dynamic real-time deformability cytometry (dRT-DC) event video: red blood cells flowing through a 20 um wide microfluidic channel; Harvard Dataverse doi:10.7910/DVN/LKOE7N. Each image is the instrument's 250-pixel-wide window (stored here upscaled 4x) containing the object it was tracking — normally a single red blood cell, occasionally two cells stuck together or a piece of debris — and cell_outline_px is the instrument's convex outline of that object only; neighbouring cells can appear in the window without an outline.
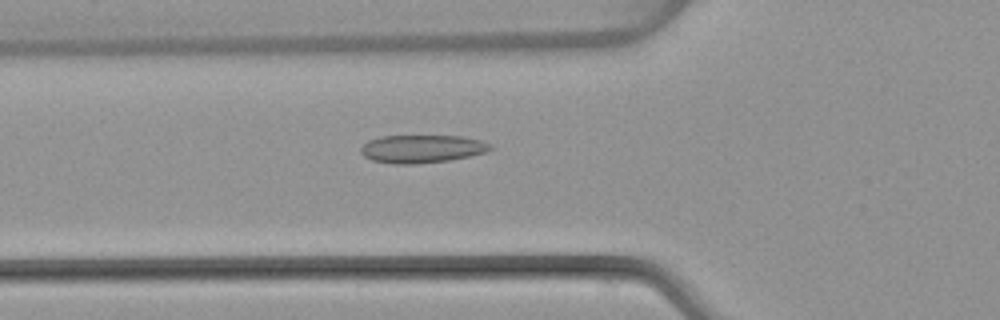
{"species": "common noctule bat (a hibernating species)", "species_latin": "Nyctalus noctula", "temperature_condition": "warm", "stored_images_in_passage": 46, "camera_frame_rate_fps": 3000, "um_per_image_px": 0.085, "animal": {"sex": "female", "body_mass_g": 22.7, "forearm_length_mm": 54.2}, "frame": {"image": 1, "passage_image": 18, "time_ms": 5.667, "image_size_px": [1000, 320], "cell_outline_px": [[496, 148], [488, 152], [448, 160], [416, 164], [392, 164], [372, 160], [364, 156], [360, 152], [360, 148], [368, 140], [380, 136], [460, 136], [480, 140], [492, 144]], "centroid_in_image_um": [35.88, 12.65], "position_along_channel_um": 89.9, "area_um2": 21.27}}
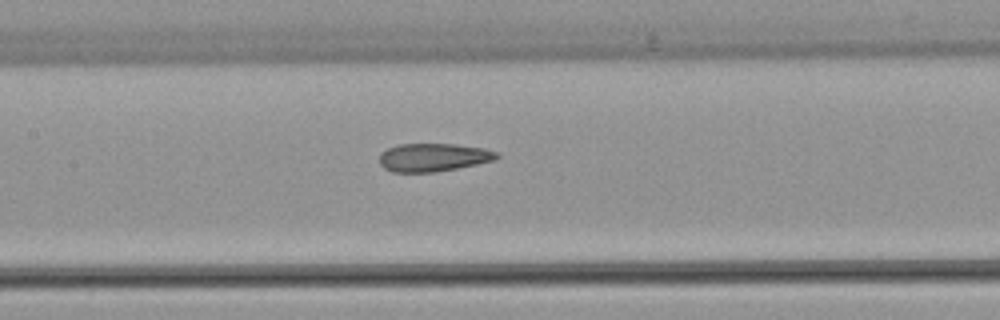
{"frame": {"image": 2, "passage_image": 24, "time_ms": 7.667, "image_size_px": [1000, 320], "cell_outline_px": [[500, 156], [496, 160], [436, 172], [392, 172], [384, 168], [380, 164], [380, 152], [396, 144], [456, 144], [484, 148], [500, 152]], "centroid_in_image_um": [36.85, 13.37], "position_along_channel_um": 170.6, "area_um2": 19.42}}
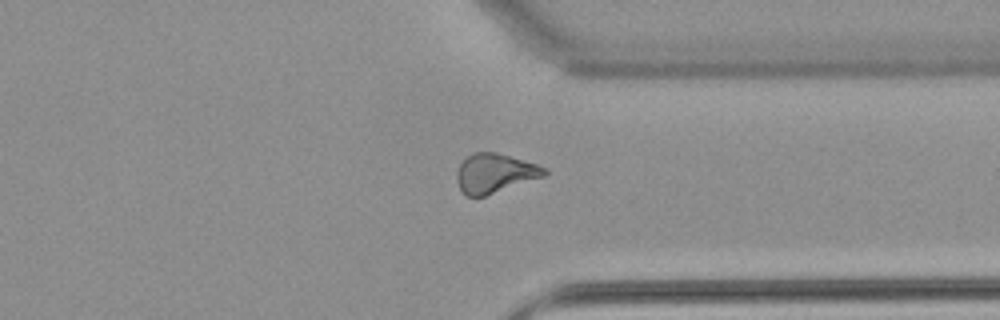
{"frame": {"image": 3, "passage_image": 39, "time_ms": 12.667, "image_size_px": [1000, 320], "cell_outline_px": [[548, 172], [544, 176], [484, 196], [464, 196], [456, 180], [456, 172], [460, 164], [472, 152], [496, 152], [536, 164], [548, 168]], "centroid_in_image_um": [42.04, 14.72], "position_along_channel_um": 369.4, "area_um2": 19.88}}